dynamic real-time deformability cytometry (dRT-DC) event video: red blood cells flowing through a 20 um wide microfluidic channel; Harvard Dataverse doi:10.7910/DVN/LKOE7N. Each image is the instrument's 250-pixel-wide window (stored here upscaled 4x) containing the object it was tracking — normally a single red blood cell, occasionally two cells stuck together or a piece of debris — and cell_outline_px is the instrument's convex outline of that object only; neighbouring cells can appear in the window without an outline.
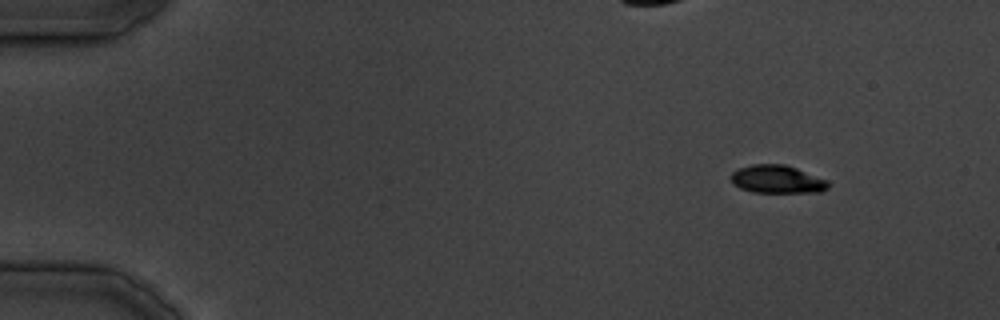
{"species": "common noctule bat (a hibernating species)", "species_latin": "Nyctalus noctula", "temperature_condition": "cold", "stored_images_in_passage": 22, "camera_frame_rate_fps": 3000, "um_per_image_px": 0.085, "animal": {"sex": "male", "body_mass_g": 19.5, "forearm_length_mm": 54.6}, "frame": {"image": 1, "passage_image": 4, "time_ms": 3.333, "image_size_px": [1000, 320], "cell_outline_px": [[828, 188], [820, 192], [752, 192], [740, 188], [732, 184], [732, 172], [740, 168], [752, 164], [784, 164], [796, 168], [828, 180]], "centroid_in_image_um": [66.06, 15.24], "position_along_channel_um": 18.9, "area_um2": 15.78}}